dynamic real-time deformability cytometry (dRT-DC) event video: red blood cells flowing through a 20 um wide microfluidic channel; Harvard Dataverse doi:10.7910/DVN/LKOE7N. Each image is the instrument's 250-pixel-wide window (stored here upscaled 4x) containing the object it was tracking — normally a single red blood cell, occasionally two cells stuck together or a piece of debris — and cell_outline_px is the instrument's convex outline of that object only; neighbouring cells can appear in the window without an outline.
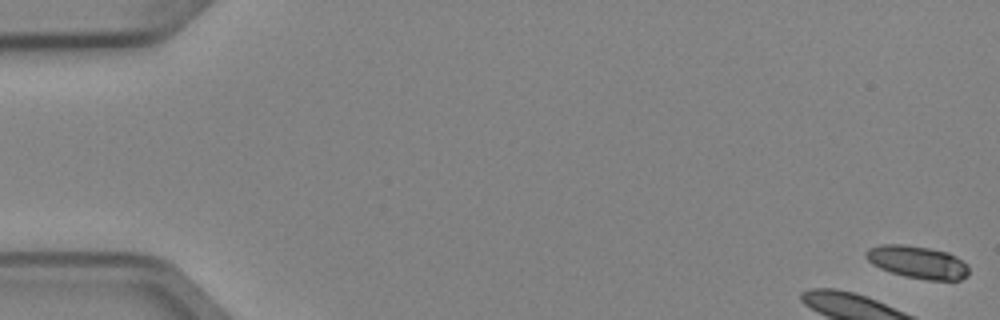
{"species": "Egyptian fruit bat (a non-hibernating species)", "species_latin": "Rousettus aegyptiacus", "temperature_condition": "cold", "stored_images_in_passage": 4, "camera_frame_rate_fps": 3000, "um_per_image_px": 0.085, "animal": {"sex": "female"}, "frame": {"image": 1, "passage_image": 1, "time_ms": 0.0, "image_size_px": [1000, 320], "cell_outline_px": [[968, 276], [960, 280], [928, 280], [904, 276], [880, 268], [872, 264], [864, 256], [864, 252], [868, 248], [880, 244], [904, 244], [928, 248], [948, 252], [956, 256], [968, 264]], "centroid_in_image_um": [77.99, 22.27], "position_along_channel_um": 7.0, "area_um2": 19.71}}